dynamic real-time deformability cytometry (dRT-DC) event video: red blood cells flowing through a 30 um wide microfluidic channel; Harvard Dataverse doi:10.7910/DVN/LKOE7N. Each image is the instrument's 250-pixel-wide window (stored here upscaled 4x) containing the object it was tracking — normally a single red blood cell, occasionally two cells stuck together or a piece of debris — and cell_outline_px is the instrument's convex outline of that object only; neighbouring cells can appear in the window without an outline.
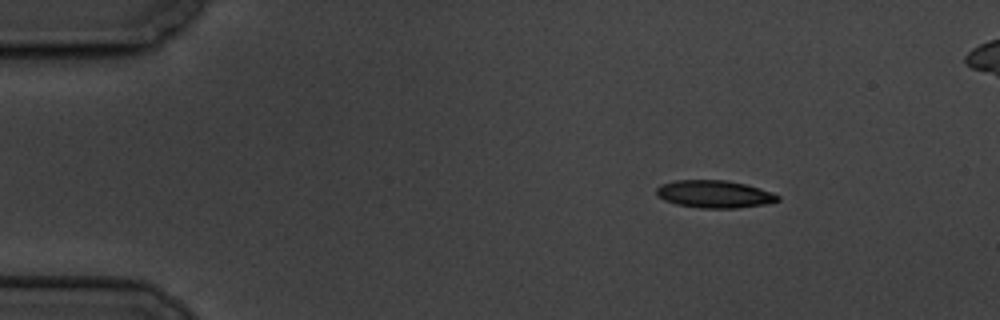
{"species": "common noctule bat (a hibernating species)", "species_latin": "Nyctalus noctula", "temperature_condition": "cold", "stored_images_in_passage": 9, "camera_frame_rate_fps": 3000, "um_per_image_px": 0.085, "animal": {"sex": "male", "body_mass_g": 19.5, "forearm_length_mm": 54.6}, "frame": {"image": 1, "passage_image": 2, "time_ms": 1.0, "image_size_px": [1000, 320], "cell_outline_px": [[780, 200], [764, 204], [736, 208], [700, 208], [676, 204], [664, 200], [656, 196], [656, 188], [660, 184], [676, 180], [728, 180], [760, 188], [772, 192], [780, 196]], "centroid_in_image_um": [60.69, 16.49], "position_along_channel_um": 24.3, "area_um2": 19.54}}
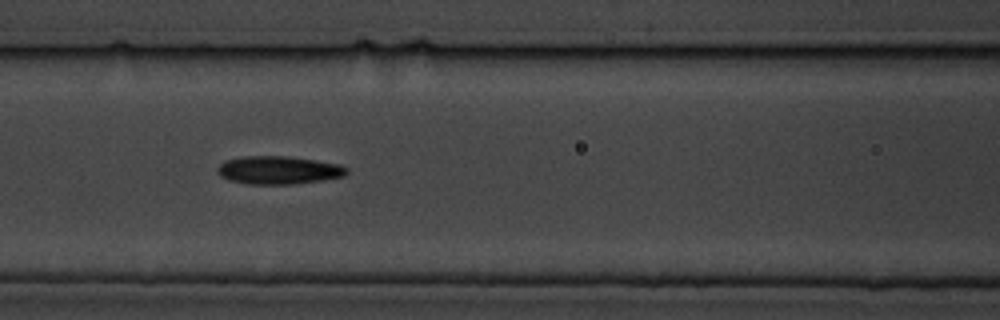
{"frame": {"image": 2, "passage_image": 7, "time_ms": 6.667, "image_size_px": [1000, 320], "cell_outline_px": [[348, 172], [344, 176], [320, 180], [292, 184], [248, 184], [228, 180], [220, 176], [216, 172], [216, 168], [224, 160], [244, 156], [284, 156], [316, 160], [340, 164], [348, 168]], "centroid_in_image_um": [23.64, 14.46], "position_along_channel_um": 143.0, "area_um2": 21.21}}
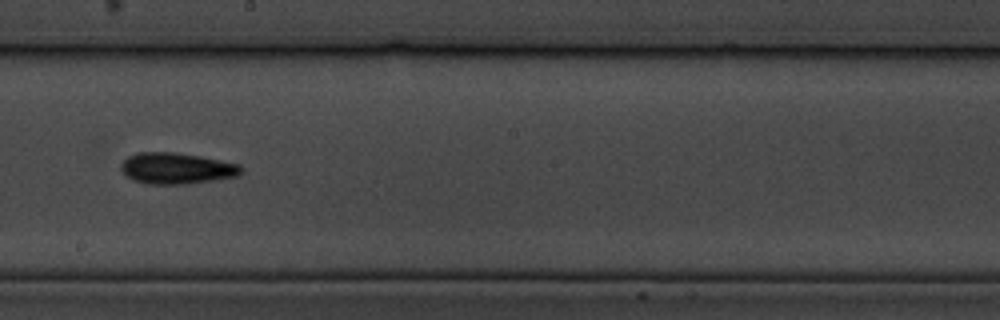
{"frame": {"image": 3, "passage_image": 9, "time_ms": 9.333, "image_size_px": [1000, 320], "cell_outline_px": [[244, 172], [240, 176], [188, 184], [148, 184], [132, 180], [124, 176], [120, 168], [120, 164], [128, 156], [136, 152], [172, 152], [200, 156], [240, 164], [244, 168]], "centroid_in_image_um": [15.02, 14.32], "position_along_channel_um": 233.2, "area_um2": 22.25}}